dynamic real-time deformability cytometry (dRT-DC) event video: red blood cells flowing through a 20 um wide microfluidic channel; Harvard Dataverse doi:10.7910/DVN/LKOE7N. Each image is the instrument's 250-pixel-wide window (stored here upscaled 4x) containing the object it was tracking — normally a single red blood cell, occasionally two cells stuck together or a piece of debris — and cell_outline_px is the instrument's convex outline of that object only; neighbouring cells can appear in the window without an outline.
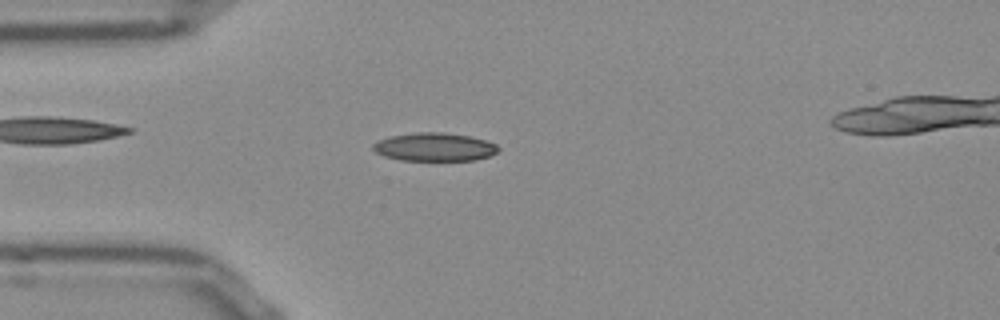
{"species": "Egyptian fruit bat (a non-hibernating species)", "species_latin": "Rousettus aegyptiacus", "temperature_condition": "room temperature", "stored_images_in_passage": 50, "camera_frame_rate_fps": 3000, "um_per_image_px": 0.085, "frame": {"image": 1, "passage_image": 13, "time_ms": 4.0, "image_size_px": [1000, 320], "cell_outline_px": [[500, 148], [496, 152], [488, 156], [476, 160], [400, 160], [384, 156], [376, 152], [372, 148], [372, 144], [376, 140], [392, 136], [416, 132], [440, 132], [468, 136], [484, 140], [496, 144]], "centroid_in_image_um": [36.89, 12.49], "position_along_channel_um": 48.1, "area_um2": 20.52}}
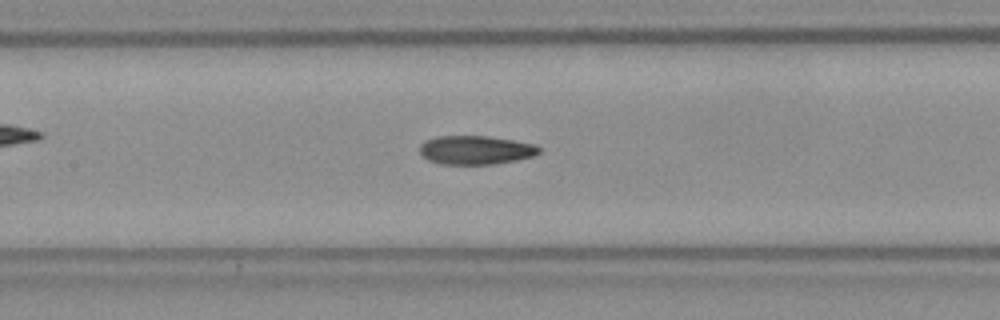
{"frame": {"image": 2, "passage_image": 23, "time_ms": 7.333, "image_size_px": [1000, 320], "cell_outline_px": [[540, 152], [532, 156], [516, 160], [492, 164], [440, 164], [428, 160], [420, 152], [420, 144], [436, 136], [488, 136], [512, 140], [532, 144], [540, 148]], "centroid_in_image_um": [40.41, 12.75], "position_along_channel_um": 167.0, "area_um2": 19.77}}
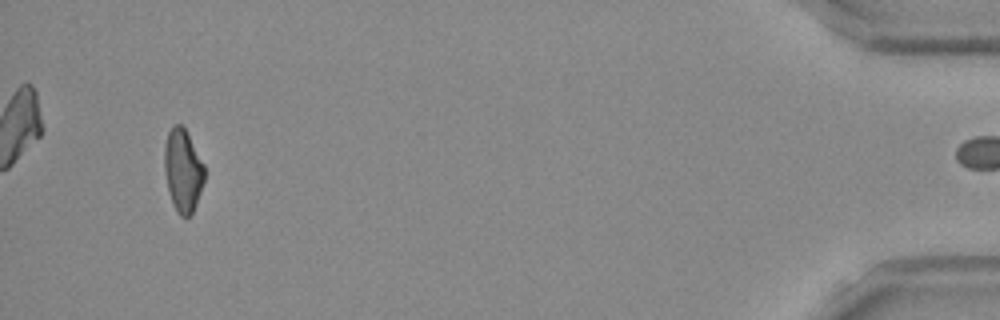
{"frame": {"image": 3, "passage_image": 49, "time_ms": 16.0, "image_size_px": [1000, 320], "cell_outline_px": [[204, 180], [196, 204], [192, 212], [188, 216], [180, 216], [176, 212], [172, 204], [168, 188], [164, 168], [164, 144], [168, 132], [172, 124], [180, 124], [184, 128], [204, 164]], "centroid_in_image_um": [15.52, 14.48], "position_along_channel_um": 419.7, "area_um2": 19.19}, "authors_computed_cell_mechanics": {"area_um2": 19.941, "velocity_mm_per_s": 3.8616, "shape_relaxation_time_tau1_ms": null, "shape_relaxation_time_tau2_ms": 5.6719, "deformation_change_tau1": null, "deformation_change_tau2": 0.1402}}